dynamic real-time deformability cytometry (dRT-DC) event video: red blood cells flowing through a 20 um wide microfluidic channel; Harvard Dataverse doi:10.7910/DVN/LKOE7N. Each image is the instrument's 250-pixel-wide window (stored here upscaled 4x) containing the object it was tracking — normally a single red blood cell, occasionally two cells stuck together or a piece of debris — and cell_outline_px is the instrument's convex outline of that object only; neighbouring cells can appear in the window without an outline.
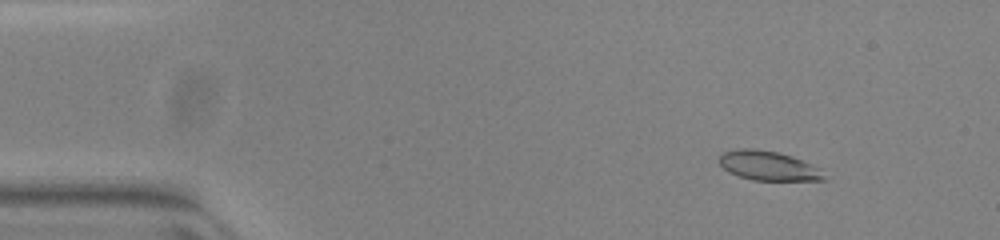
{"species": "common noctule bat (a hibernating species)", "species_latin": "Nyctalus noctula", "temperature_condition": "warm", "stored_images_in_passage": 49, "camera_frame_rate_fps": 3000, "um_per_image_px": 0.085, "animal": {"sex": "female", "body_mass_g": 23.0, "forearm_length_mm": 53.4}, "frame": {"image": 1, "passage_image": 3, "time_ms": 0.667, "image_size_px": [1000, 240], "cell_outline_px": [[824, 180], [752, 180], [728, 172], [720, 164], [720, 156], [724, 152], [740, 148], [756, 148], [776, 152], [792, 156], [820, 168]], "centroid_in_image_um": [65.28, 14.08], "position_along_channel_um": 19.7, "area_um2": 17.69}}
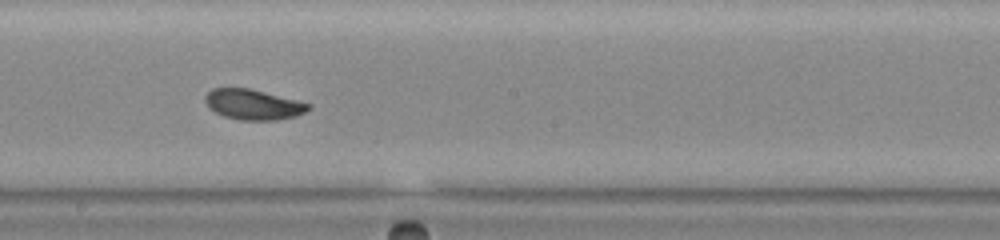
{"frame": {"image": 2, "passage_image": 26, "time_ms": 8.333, "image_size_px": [1000, 240], "cell_outline_px": [[312, 108], [296, 116], [276, 120], [240, 120], [224, 116], [208, 108], [204, 100], [204, 96], [212, 88], [248, 88], [312, 104]], "centroid_in_image_um": [21.51, 8.89], "position_along_channel_um": 226.7, "area_um2": 18.21}}
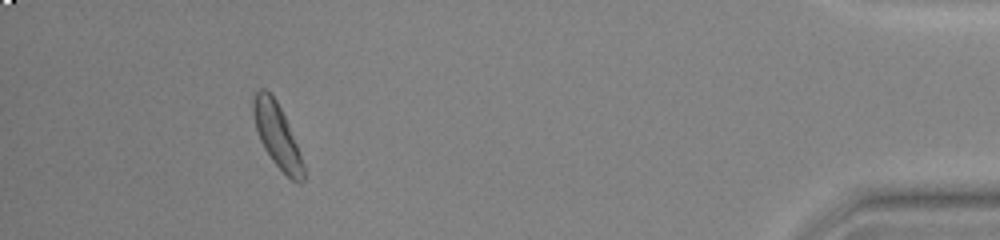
{"frame": {"image": 3, "passage_image": 45, "time_ms": 14.667, "image_size_px": [1000, 240], "cell_outline_px": [[304, 180], [300, 184], [292, 180], [272, 160], [264, 148], [260, 140], [256, 128], [252, 112], [252, 100], [256, 92], [260, 88], [264, 88], [276, 100], [288, 124], [304, 164]], "centroid_in_image_um": [23.54, 11.51], "position_along_channel_um": 411.7, "area_um2": 18.32}, "authors_computed_cell_mechanics": {"area_um2": 18.3804, "velocity_mm_per_s": 3.9096, "shape_relaxation_time_tau1_ms": 3.2832, "shape_relaxation_time_tau2_ms": null, "deformation_change_tau1": 0.1097, "deformation_change_tau2": null}}